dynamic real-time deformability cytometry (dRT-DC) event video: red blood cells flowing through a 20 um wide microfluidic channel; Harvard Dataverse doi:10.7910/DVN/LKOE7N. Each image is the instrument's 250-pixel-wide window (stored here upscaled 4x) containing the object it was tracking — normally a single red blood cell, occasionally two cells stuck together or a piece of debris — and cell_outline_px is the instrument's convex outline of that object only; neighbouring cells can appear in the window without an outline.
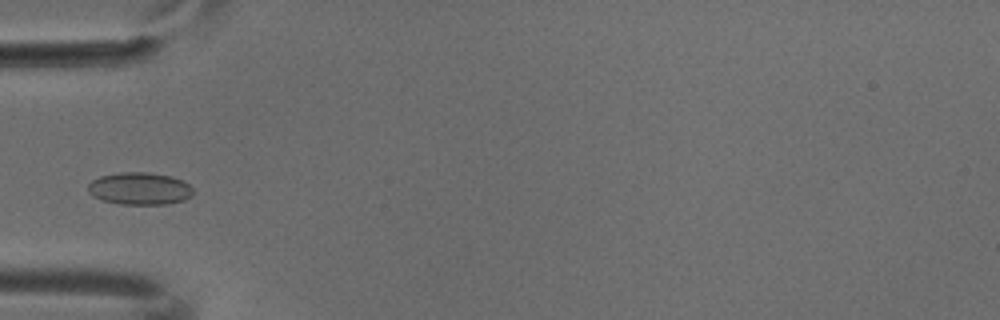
{"species": "common noctule bat (a hibernating species)", "species_latin": "Nyctalus noctula", "temperature_condition": "cold", "stored_images_in_passage": 5, "camera_frame_rate_fps": 3000, "um_per_image_px": 0.085, "animal": {"sex": "male", "body_mass_g": 18.8}, "frame": {"image": 1, "passage_image": 5, "time_ms": 1.333, "image_size_px": [1000, 320], "cell_outline_px": [[192, 196], [184, 200], [164, 204], [120, 204], [104, 200], [92, 196], [88, 192], [88, 184], [92, 180], [100, 176], [120, 172], [148, 172], [172, 176], [188, 184], [192, 188]], "centroid_in_image_um": [11.85, 16.02], "position_along_channel_um": 73.1, "area_um2": 19.77}}